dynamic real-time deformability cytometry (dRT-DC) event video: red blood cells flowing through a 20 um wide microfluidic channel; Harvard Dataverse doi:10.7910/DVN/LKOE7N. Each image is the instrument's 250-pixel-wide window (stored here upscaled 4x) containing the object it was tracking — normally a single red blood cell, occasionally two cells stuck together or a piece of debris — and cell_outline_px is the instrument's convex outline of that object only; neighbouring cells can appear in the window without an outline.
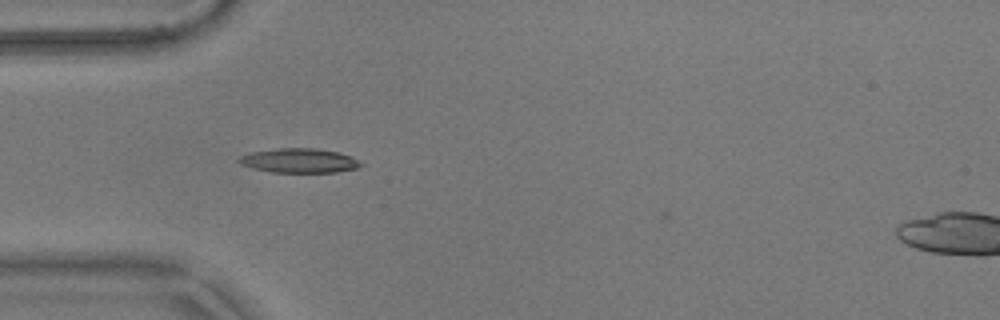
{"species": "common noctule bat (a hibernating species)", "species_latin": "Nyctalus noctula", "temperature_condition": "warm", "stored_images_in_passage": 41, "camera_frame_rate_fps": 3000, "um_per_image_px": 0.085, "animal": {"sex": "male", "body_mass_g": 17.9}, "frame": {"image": 1, "passage_image": 3, "time_ms": 0.667, "image_size_px": [1000, 320], "cell_outline_px": [[364, 164], [356, 168], [336, 172], [272, 172], [252, 168], [240, 164], [236, 160], [240, 156], [252, 152], [276, 148], [316, 148], [340, 152], [352, 156]], "centroid_in_image_um": [25.44, 13.64], "position_along_channel_um": 59.6, "area_um2": 17.4}}
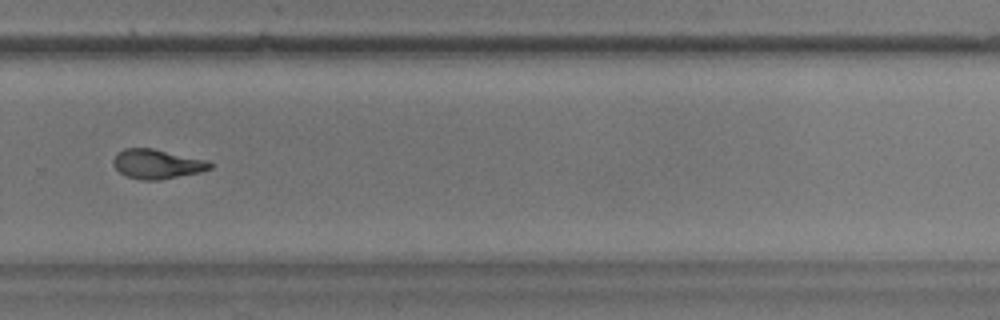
{"frame": {"image": 2, "passage_image": 24, "time_ms": 7.667, "image_size_px": [1000, 320], "cell_outline_px": [[212, 168], [200, 172], [160, 180], [144, 180], [128, 176], [120, 172], [112, 164], [112, 160], [124, 148], [152, 148], [208, 160], [212, 164]], "centroid_in_image_um": [13.37, 13.94], "position_along_channel_um": 316.4, "area_um2": 16.47}}
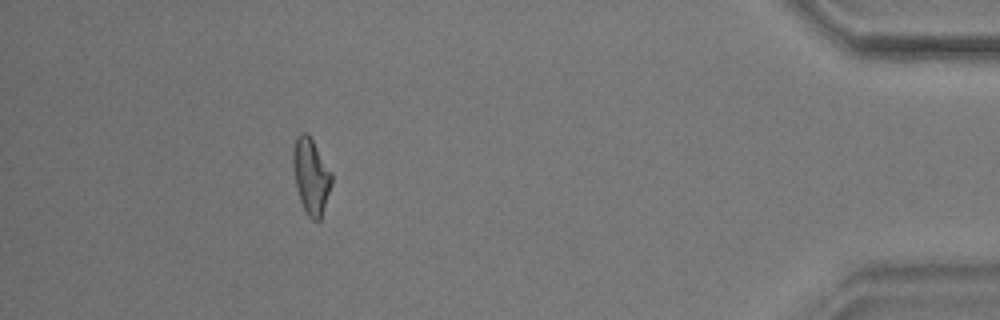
{"frame": {"image": 3, "passage_image": 36, "time_ms": 11.667, "image_size_px": [1000, 320], "cell_outline_px": [[332, 184], [320, 220], [312, 220], [308, 216], [300, 200], [296, 188], [292, 168], [292, 152], [296, 136], [300, 132], [308, 132], [332, 172]], "centroid_in_image_um": [26.42, 14.93], "position_along_channel_um": 408.8, "area_um2": 17.28}, "authors_computed_cell_mechanics": {"area_um2": 16.7042, "velocity_mm_per_s": 3.6992, "shape_relaxation_time_tau1_ms": null, "shape_relaxation_time_tau2_ms": 4.0535, "deformation_change_tau1": null, "deformation_change_tau2": 0.1123}}